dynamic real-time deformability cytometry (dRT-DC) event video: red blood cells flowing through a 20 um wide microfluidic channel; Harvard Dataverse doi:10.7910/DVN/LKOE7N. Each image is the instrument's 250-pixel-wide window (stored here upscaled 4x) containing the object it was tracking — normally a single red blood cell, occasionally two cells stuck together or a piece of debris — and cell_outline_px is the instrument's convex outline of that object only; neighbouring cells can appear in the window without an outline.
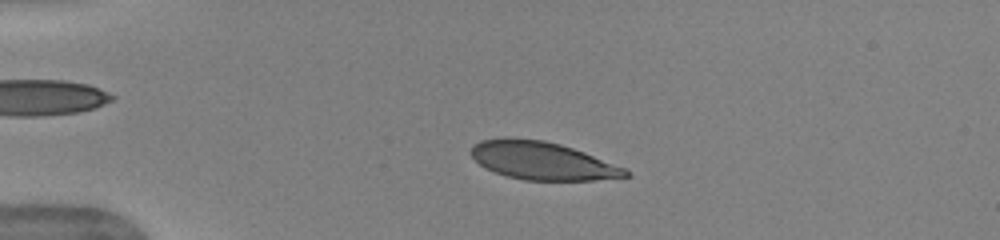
{"species": "human", "species_latin": "Homo sapiens", "temperature_condition": "warm", "stored_images_in_passage": 38, "camera_frame_rate_fps": 3000, "um_per_image_px": 0.085, "donor": {"sex": "female"}, "frame": {"image": 1, "passage_image": 3, "time_ms": 0.667, "image_size_px": [1000, 240], "cell_outline_px": [[632, 176], [592, 180], [524, 180], [508, 176], [496, 172], [480, 164], [468, 152], [472, 144], [480, 140], [504, 136], [508, 136], [544, 140], [560, 144], [584, 152], [624, 168]], "centroid_in_image_um": [46.03, 13.63], "position_along_channel_um": 39.0, "area_um2": 34.16}}
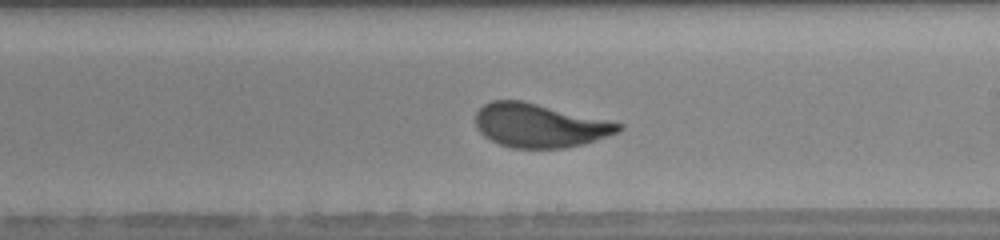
{"frame": {"image": 2, "passage_image": 22, "time_ms": 7.0, "image_size_px": [1000, 240], "cell_outline_px": [[624, 128], [608, 136], [584, 144], [564, 148], [512, 148], [500, 144], [484, 136], [476, 128], [476, 112], [484, 104], [492, 100], [520, 100], [624, 124]], "centroid_in_image_um": [45.85, 10.67], "position_along_channel_um": 243.2, "area_um2": 36.18}}
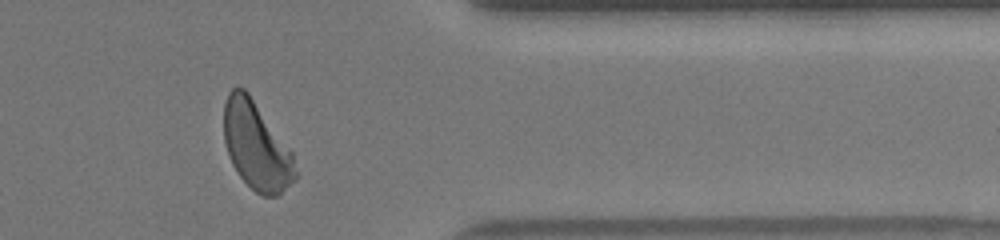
{"frame": {"image": 3, "passage_image": 34, "time_ms": 11.0, "image_size_px": [1000, 240], "cell_outline_px": [[300, 176], [296, 180], [276, 196], [264, 196], [256, 192], [240, 176], [232, 164], [224, 140], [224, 104], [228, 92], [232, 88], [244, 88], [248, 92], [292, 152]], "centroid_in_image_um": [21.82, 12.42], "position_along_channel_um": 389.6, "area_um2": 36.47}, "authors_computed_cell_mechanics": {"area_um2": 36.6452, "velocity_mm_per_s": 3.9234, "shape_relaxation_time_tau1_ms": 3.8598, "shape_relaxation_time_tau2_ms": null, "deformation_change_tau1": 0.1919, "deformation_change_tau2": null}}